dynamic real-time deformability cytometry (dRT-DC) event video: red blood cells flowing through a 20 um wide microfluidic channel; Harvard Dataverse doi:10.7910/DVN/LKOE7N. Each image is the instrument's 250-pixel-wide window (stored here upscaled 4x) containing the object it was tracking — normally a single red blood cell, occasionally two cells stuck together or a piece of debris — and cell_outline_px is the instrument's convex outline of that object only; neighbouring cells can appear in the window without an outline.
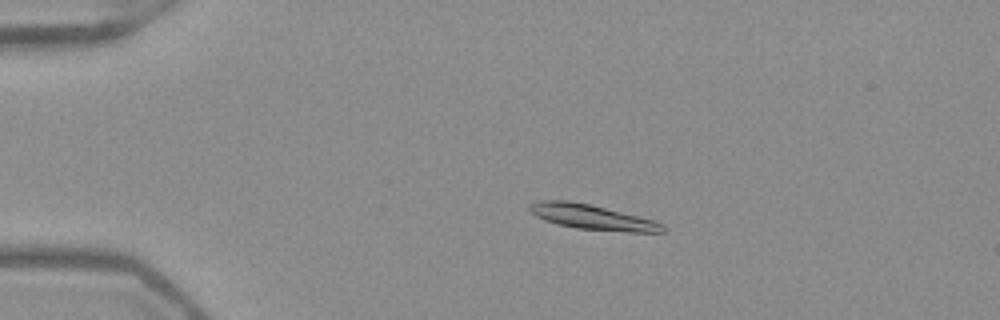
{"species": "Egyptian fruit bat (a non-hibernating species)", "species_latin": "Rousettus aegyptiacus", "temperature_condition": "warm", "stored_images_in_passage": 52, "camera_frame_rate_fps": 3000, "um_per_image_px": 0.085, "frame": {"image": 1, "passage_image": 11, "time_ms": 3.333, "image_size_px": [1000, 320], "cell_outline_px": [[664, 232], [628, 232], [576, 228], [556, 224], [544, 220], [528, 212], [528, 204], [540, 200], [568, 200], [588, 204], [652, 220], [664, 224]], "centroid_in_image_um": [50.24, 18.45], "position_along_channel_um": 34.8, "area_um2": 19.19}}
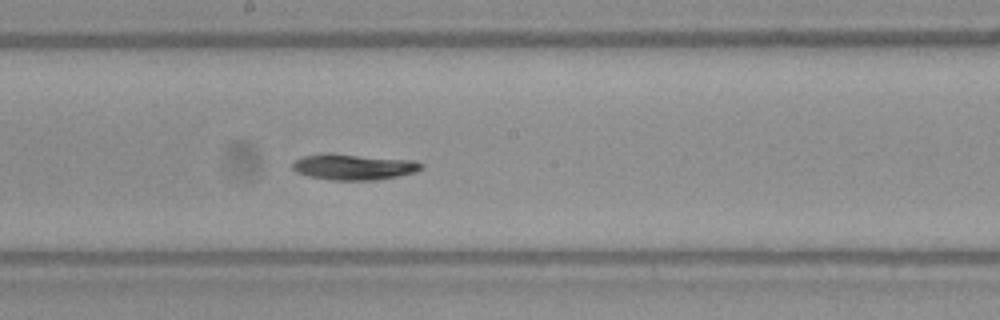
{"frame": {"image": 2, "passage_image": 29, "time_ms": 9.333, "image_size_px": [1000, 320], "cell_outline_px": [[424, 168], [416, 172], [376, 180], [332, 180], [308, 176], [296, 172], [292, 168], [292, 164], [296, 160], [304, 156], [324, 152], [328, 152], [416, 160], [424, 164]], "centroid_in_image_um": [30.08, 14.17], "position_along_channel_um": 218.1, "area_um2": 19.77}}
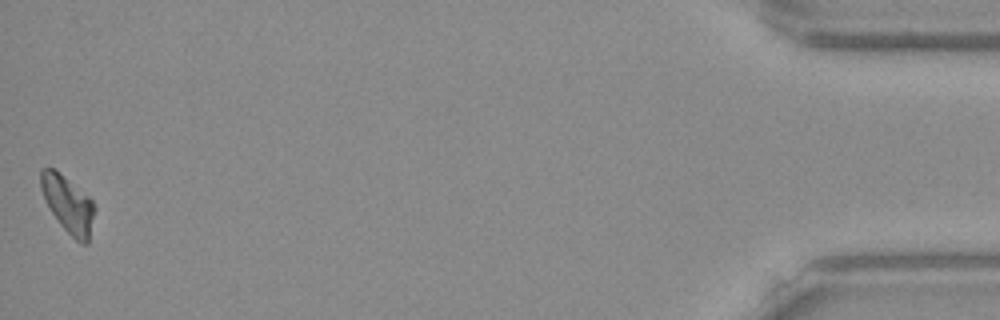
{"frame": {"image": 3, "passage_image": 52, "time_ms": 17.0, "image_size_px": [1000, 320], "cell_outline_px": [[96, 208], [88, 244], [80, 244], [60, 224], [44, 200], [40, 188], [40, 168], [52, 168], [88, 196], [92, 200]], "centroid_in_image_um": [5.78, 17.39], "position_along_channel_um": 429.4, "area_um2": 17.57}, "authors_computed_cell_mechanics": {"area_um2": 18.8428, "velocity_mm_per_s": 3.9208, "shape_relaxation_time_tau1_ms": 2.2619, "shape_relaxation_time_tau2_ms": null, "deformation_change_tau1": 0.1301, "deformation_change_tau2": null}}